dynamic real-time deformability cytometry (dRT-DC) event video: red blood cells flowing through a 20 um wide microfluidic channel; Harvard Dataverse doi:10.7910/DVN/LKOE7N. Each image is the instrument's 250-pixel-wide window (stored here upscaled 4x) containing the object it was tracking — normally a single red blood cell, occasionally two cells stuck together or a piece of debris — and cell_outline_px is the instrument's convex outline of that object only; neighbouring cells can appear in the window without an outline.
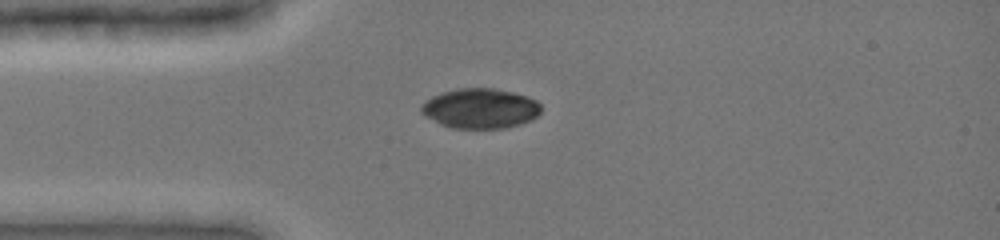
{"species": "common noctule bat (a hibernating species)", "species_latin": "Nyctalus noctula", "temperature_condition": "cold", "stored_images_in_passage": 15, "camera_frame_rate_fps": 3000, "um_per_image_px": 0.085, "animal": {"sex": "female", "body_mass_g": 19.0, "forearm_length_mm": 51.5}, "frame": {"image": 1, "passage_image": 1, "time_ms": 0.0, "image_size_px": [1000, 240], "cell_outline_px": [[540, 112], [532, 120], [520, 124], [504, 128], [452, 128], [440, 124], [424, 116], [420, 112], [420, 108], [424, 100], [432, 96], [456, 88], [492, 88], [512, 92], [536, 100], [540, 104]], "centroid_in_image_um": [40.78, 9.22], "position_along_channel_um": 44.2, "area_um2": 27.92}}
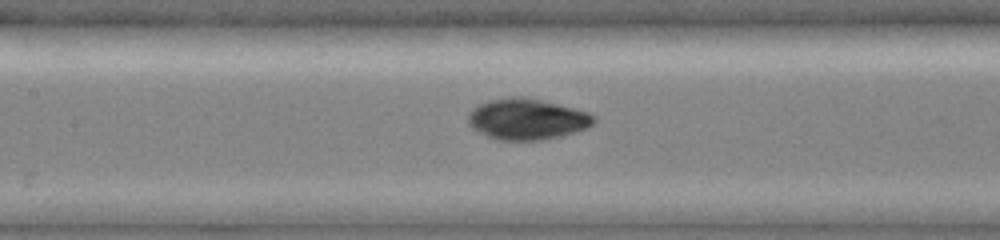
{"frame": {"image": 2, "passage_image": 11, "time_ms": 3.333, "image_size_px": [1000, 240], "cell_outline_px": [[596, 120], [588, 128], [560, 136], [540, 140], [496, 140], [472, 128], [468, 124], [468, 112], [472, 108], [488, 100], [512, 96], [520, 96], [540, 100], [588, 112], [596, 116]], "centroid_in_image_um": [44.77, 10.13], "position_along_channel_um": 162.6, "area_um2": 29.94}}
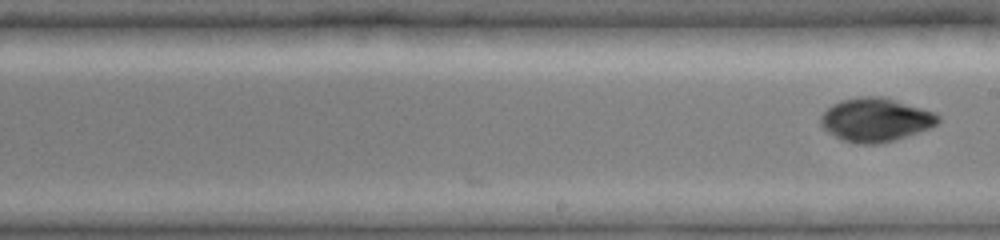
{"frame": {"image": 3, "passage_image": 15, "time_ms": 4.667, "image_size_px": [1000, 240], "cell_outline_px": [[940, 120], [932, 128], [892, 140], [876, 144], [856, 144], [844, 140], [828, 132], [820, 124], [820, 116], [832, 104], [840, 100], [860, 96], [884, 96], [936, 112], [940, 116]], "centroid_in_image_um": [74.44, 10.16], "position_along_channel_um": 214.6, "area_um2": 29.94}}